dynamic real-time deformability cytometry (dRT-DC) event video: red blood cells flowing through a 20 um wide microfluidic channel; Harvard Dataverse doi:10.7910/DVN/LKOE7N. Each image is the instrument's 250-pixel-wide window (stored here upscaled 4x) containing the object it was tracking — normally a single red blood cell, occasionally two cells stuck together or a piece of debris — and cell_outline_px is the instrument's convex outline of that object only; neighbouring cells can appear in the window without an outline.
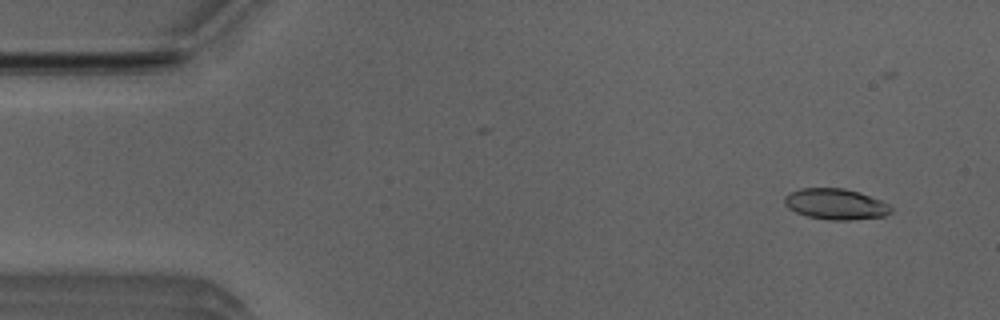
{"species": "Egyptian fruit bat (a non-hibernating species)", "species_latin": "Rousettus aegyptiacus", "temperature_condition": "room temperature", "stored_images_in_passage": 52, "camera_frame_rate_fps": 3000, "um_per_image_px": 0.085, "animal": {"sex": "male"}, "frame": {"image": 1, "passage_image": 5, "time_ms": 1.333, "image_size_px": [1000, 320], "cell_outline_px": [[892, 212], [884, 216], [848, 220], [832, 220], [808, 216], [796, 212], [788, 208], [784, 204], [784, 196], [800, 188], [844, 188], [860, 192], [880, 200], [888, 204], [892, 208]], "centroid_in_image_um": [71.03, 17.34], "position_along_channel_um": 14.0, "area_um2": 19.07}}
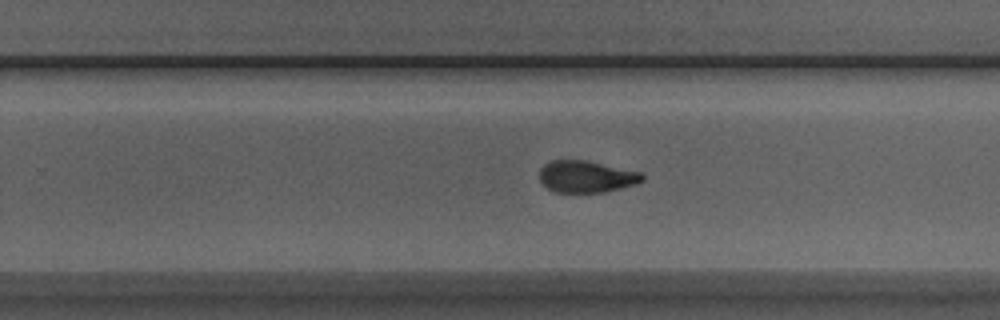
{"frame": {"image": 2, "passage_image": 33, "time_ms": 10.667, "image_size_px": [1000, 320], "cell_outline_px": [[644, 180], [636, 184], [604, 192], [556, 192], [548, 188], [540, 180], [540, 168], [544, 164], [552, 160], [584, 160], [640, 172], [644, 176]], "centroid_in_image_um": [49.83, 15.01], "position_along_channel_um": 280.0, "area_um2": 18.84}}
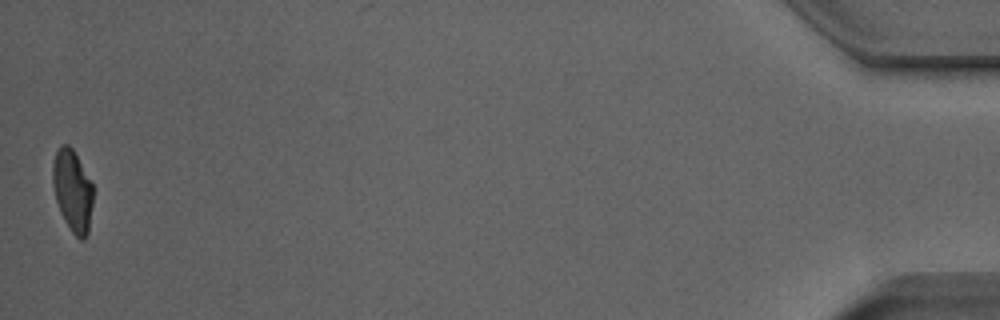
{"frame": {"image": 3, "passage_image": 52, "time_ms": 17.0, "image_size_px": [1000, 320], "cell_outline_px": [[92, 204], [88, 232], [84, 240], [80, 240], [72, 232], [64, 220], [60, 212], [56, 200], [52, 180], [52, 164], [56, 152], [60, 144], [68, 144], [72, 148], [92, 184]], "centroid_in_image_um": [6.14, 16.21], "position_along_channel_um": 429.1, "area_um2": 19.07}, "authors_computed_cell_mechanics": {"area_um2": 19.7676, "velocity_mm_per_s": 3.9691, "shape_relaxation_time_tau1_ms": null, "shape_relaxation_time_tau2_ms": 1.2968, "deformation_change_tau1": null, "deformation_change_tau2": 0.0675}}